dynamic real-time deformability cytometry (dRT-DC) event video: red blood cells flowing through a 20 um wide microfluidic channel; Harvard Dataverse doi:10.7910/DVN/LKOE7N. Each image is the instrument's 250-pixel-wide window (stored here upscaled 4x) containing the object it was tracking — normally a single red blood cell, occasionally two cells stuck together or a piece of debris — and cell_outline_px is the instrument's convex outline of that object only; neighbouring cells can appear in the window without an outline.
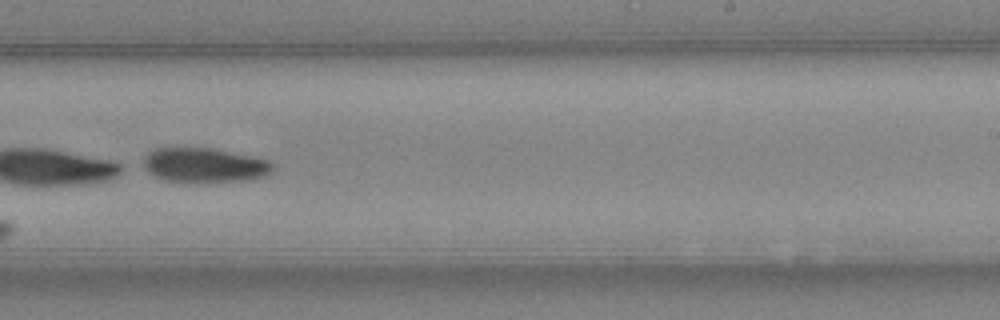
{"species": "Egyptian fruit bat (a non-hibernating species)", "species_latin": "Rousettus aegyptiacus", "temperature_condition": "cold", "stored_images_in_passage": 48, "camera_frame_rate_fps": 3000, "um_per_image_px": 0.085, "animal": {"sex": "female"}, "frame": {"image": 1, "passage_image": 30, "time_ms": 9.667, "image_size_px": [1000, 320], "cell_outline_px": [[272, 172], [264, 176], [244, 180], [208, 184], [168, 180], [156, 176], [148, 172], [144, 168], [144, 156], [148, 152], [156, 148], [212, 148], [252, 156], [268, 160], [272, 164]], "centroid_in_image_um": [17.37, 14.06], "position_along_channel_um": 271.6, "area_um2": 26.24}}